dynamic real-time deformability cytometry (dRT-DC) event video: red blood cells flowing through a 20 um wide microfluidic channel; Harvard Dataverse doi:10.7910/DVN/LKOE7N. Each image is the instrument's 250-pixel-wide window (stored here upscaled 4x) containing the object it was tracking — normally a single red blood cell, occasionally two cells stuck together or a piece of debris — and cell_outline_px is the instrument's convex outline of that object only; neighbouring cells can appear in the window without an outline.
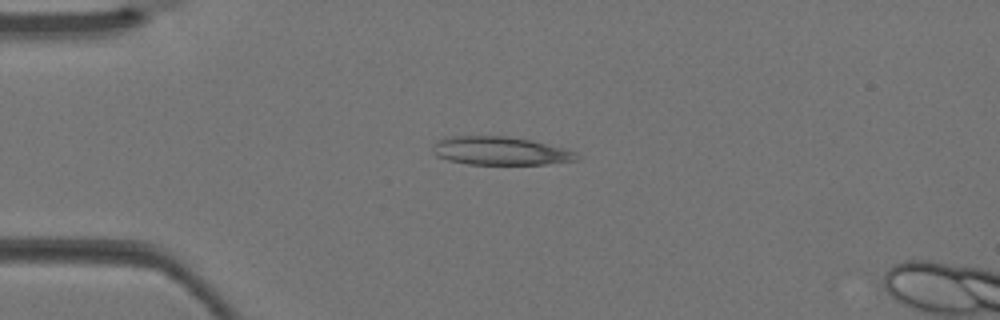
{"species": "Egyptian fruit bat (a non-hibernating species)", "species_latin": "Rousettus aegyptiacus", "temperature_condition": "warm", "stored_images_in_passage": 4, "camera_frame_rate_fps": 3000, "um_per_image_px": 0.085, "animal": {"sex": "female"}, "frame": {"image": 1, "passage_image": 3, "time_ms": 0.667, "image_size_px": [1000, 320], "cell_outline_px": [[580, 160], [544, 164], [468, 164], [448, 160], [436, 156], [432, 152], [432, 144], [436, 140], [444, 136], [508, 136], [532, 140], [564, 148], [576, 152]], "centroid_in_image_um": [42.48, 12.81], "position_along_channel_um": 42.5, "area_um2": 24.04}}